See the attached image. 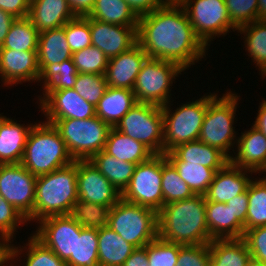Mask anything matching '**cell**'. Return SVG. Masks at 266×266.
I'll use <instances>...</instances> for the list:
<instances>
[{"mask_svg":"<svg viewBox=\"0 0 266 266\" xmlns=\"http://www.w3.org/2000/svg\"><path fill=\"white\" fill-rule=\"evenodd\" d=\"M162 194L163 205L181 201L194 195L165 154H162Z\"/></svg>","mask_w":266,"mask_h":266,"instance_id":"74e56055","label":"cell"},{"mask_svg":"<svg viewBox=\"0 0 266 266\" xmlns=\"http://www.w3.org/2000/svg\"><path fill=\"white\" fill-rule=\"evenodd\" d=\"M197 100L180 104L175 110L170 102L161 106L163 113V154L177 145L199 139L203 119L208 108V93ZM173 111V112H172Z\"/></svg>","mask_w":266,"mask_h":266,"instance_id":"52a82bcc","label":"cell"},{"mask_svg":"<svg viewBox=\"0 0 266 266\" xmlns=\"http://www.w3.org/2000/svg\"><path fill=\"white\" fill-rule=\"evenodd\" d=\"M75 266H99L98 229L82 227L76 235Z\"/></svg>","mask_w":266,"mask_h":266,"instance_id":"60d3db41","label":"cell"},{"mask_svg":"<svg viewBox=\"0 0 266 266\" xmlns=\"http://www.w3.org/2000/svg\"><path fill=\"white\" fill-rule=\"evenodd\" d=\"M138 16H144L152 11L161 8L163 4L160 0H124Z\"/></svg>","mask_w":266,"mask_h":266,"instance_id":"f5cc1de1","label":"cell"},{"mask_svg":"<svg viewBox=\"0 0 266 266\" xmlns=\"http://www.w3.org/2000/svg\"><path fill=\"white\" fill-rule=\"evenodd\" d=\"M121 198L156 212L163 207L162 154H154L147 161L136 165Z\"/></svg>","mask_w":266,"mask_h":266,"instance_id":"7c38bea8","label":"cell"},{"mask_svg":"<svg viewBox=\"0 0 266 266\" xmlns=\"http://www.w3.org/2000/svg\"><path fill=\"white\" fill-rule=\"evenodd\" d=\"M253 173V171L237 167L229 161L216 172L205 194L206 201L227 203L247 189L253 179Z\"/></svg>","mask_w":266,"mask_h":266,"instance_id":"44dd1931","label":"cell"},{"mask_svg":"<svg viewBox=\"0 0 266 266\" xmlns=\"http://www.w3.org/2000/svg\"><path fill=\"white\" fill-rule=\"evenodd\" d=\"M147 58L144 49L136 43L129 50L109 59L104 74L108 87L133 90L136 77Z\"/></svg>","mask_w":266,"mask_h":266,"instance_id":"ffe728a7","label":"cell"},{"mask_svg":"<svg viewBox=\"0 0 266 266\" xmlns=\"http://www.w3.org/2000/svg\"><path fill=\"white\" fill-rule=\"evenodd\" d=\"M24 224H28L27 220L0 194V240L6 246L14 242L15 232Z\"/></svg>","mask_w":266,"mask_h":266,"instance_id":"ee69618b","label":"cell"},{"mask_svg":"<svg viewBox=\"0 0 266 266\" xmlns=\"http://www.w3.org/2000/svg\"><path fill=\"white\" fill-rule=\"evenodd\" d=\"M165 156L170 162H194L212 169H222L230 161L218 148L199 140L179 144Z\"/></svg>","mask_w":266,"mask_h":266,"instance_id":"cb8c5ba5","label":"cell"},{"mask_svg":"<svg viewBox=\"0 0 266 266\" xmlns=\"http://www.w3.org/2000/svg\"><path fill=\"white\" fill-rule=\"evenodd\" d=\"M15 17L0 9V47L2 46L11 24L15 21Z\"/></svg>","mask_w":266,"mask_h":266,"instance_id":"9f6ffc18","label":"cell"},{"mask_svg":"<svg viewBox=\"0 0 266 266\" xmlns=\"http://www.w3.org/2000/svg\"><path fill=\"white\" fill-rule=\"evenodd\" d=\"M236 148L230 158L233 165L253 171L256 175L266 173V136L260 130L252 125L249 130L241 132Z\"/></svg>","mask_w":266,"mask_h":266,"instance_id":"d6986e66","label":"cell"},{"mask_svg":"<svg viewBox=\"0 0 266 266\" xmlns=\"http://www.w3.org/2000/svg\"><path fill=\"white\" fill-rule=\"evenodd\" d=\"M182 72L185 70L175 62L147 58L133 86L136 101L158 106L168 104L171 102V87L175 77Z\"/></svg>","mask_w":266,"mask_h":266,"instance_id":"9c48e42d","label":"cell"},{"mask_svg":"<svg viewBox=\"0 0 266 266\" xmlns=\"http://www.w3.org/2000/svg\"><path fill=\"white\" fill-rule=\"evenodd\" d=\"M72 54L65 36V25L39 33L38 65L60 64L72 59Z\"/></svg>","mask_w":266,"mask_h":266,"instance_id":"f1b7e54d","label":"cell"},{"mask_svg":"<svg viewBox=\"0 0 266 266\" xmlns=\"http://www.w3.org/2000/svg\"><path fill=\"white\" fill-rule=\"evenodd\" d=\"M163 5H181L185 0H160Z\"/></svg>","mask_w":266,"mask_h":266,"instance_id":"94428289","label":"cell"},{"mask_svg":"<svg viewBox=\"0 0 266 266\" xmlns=\"http://www.w3.org/2000/svg\"><path fill=\"white\" fill-rule=\"evenodd\" d=\"M184 8L196 36L208 48L216 36L237 31L232 24L225 0H185ZM230 31V32H229Z\"/></svg>","mask_w":266,"mask_h":266,"instance_id":"8fae6325","label":"cell"},{"mask_svg":"<svg viewBox=\"0 0 266 266\" xmlns=\"http://www.w3.org/2000/svg\"><path fill=\"white\" fill-rule=\"evenodd\" d=\"M110 206L77 200L71 216L82 226L100 229L107 225Z\"/></svg>","mask_w":266,"mask_h":266,"instance_id":"ab89813d","label":"cell"},{"mask_svg":"<svg viewBox=\"0 0 266 266\" xmlns=\"http://www.w3.org/2000/svg\"><path fill=\"white\" fill-rule=\"evenodd\" d=\"M177 266H210L209 244L179 245Z\"/></svg>","mask_w":266,"mask_h":266,"instance_id":"c3c4849f","label":"cell"},{"mask_svg":"<svg viewBox=\"0 0 266 266\" xmlns=\"http://www.w3.org/2000/svg\"><path fill=\"white\" fill-rule=\"evenodd\" d=\"M122 266H148L147 245L136 248Z\"/></svg>","mask_w":266,"mask_h":266,"instance_id":"db71d44e","label":"cell"},{"mask_svg":"<svg viewBox=\"0 0 266 266\" xmlns=\"http://www.w3.org/2000/svg\"><path fill=\"white\" fill-rule=\"evenodd\" d=\"M137 43L148 58L172 61L184 70L206 58L209 49L196 36L181 5H163L139 17Z\"/></svg>","mask_w":266,"mask_h":266,"instance_id":"6da1fadb","label":"cell"},{"mask_svg":"<svg viewBox=\"0 0 266 266\" xmlns=\"http://www.w3.org/2000/svg\"><path fill=\"white\" fill-rule=\"evenodd\" d=\"M15 262L17 261L7 251L0 257V266L4 265L8 266V264L10 266H15L14 265Z\"/></svg>","mask_w":266,"mask_h":266,"instance_id":"680465c9","label":"cell"},{"mask_svg":"<svg viewBox=\"0 0 266 266\" xmlns=\"http://www.w3.org/2000/svg\"><path fill=\"white\" fill-rule=\"evenodd\" d=\"M65 36L72 53L92 46L90 18L76 16L65 24Z\"/></svg>","mask_w":266,"mask_h":266,"instance_id":"f6af8a7d","label":"cell"},{"mask_svg":"<svg viewBox=\"0 0 266 266\" xmlns=\"http://www.w3.org/2000/svg\"><path fill=\"white\" fill-rule=\"evenodd\" d=\"M89 160L120 193L128 186L137 165L116 159L104 150L93 155Z\"/></svg>","mask_w":266,"mask_h":266,"instance_id":"d6a6232c","label":"cell"},{"mask_svg":"<svg viewBox=\"0 0 266 266\" xmlns=\"http://www.w3.org/2000/svg\"><path fill=\"white\" fill-rule=\"evenodd\" d=\"M38 105L45 122L54 124L60 119H86L96 116V107L88 103L73 88L58 91H42Z\"/></svg>","mask_w":266,"mask_h":266,"instance_id":"9a60e30c","label":"cell"},{"mask_svg":"<svg viewBox=\"0 0 266 266\" xmlns=\"http://www.w3.org/2000/svg\"><path fill=\"white\" fill-rule=\"evenodd\" d=\"M225 5L237 29L258 20V0H225Z\"/></svg>","mask_w":266,"mask_h":266,"instance_id":"7dc6e473","label":"cell"},{"mask_svg":"<svg viewBox=\"0 0 266 266\" xmlns=\"http://www.w3.org/2000/svg\"><path fill=\"white\" fill-rule=\"evenodd\" d=\"M259 109L257 110V116H255V121L253 124L258 130H260L266 136V100L262 99L259 103Z\"/></svg>","mask_w":266,"mask_h":266,"instance_id":"6f0895ef","label":"cell"},{"mask_svg":"<svg viewBox=\"0 0 266 266\" xmlns=\"http://www.w3.org/2000/svg\"><path fill=\"white\" fill-rule=\"evenodd\" d=\"M40 75L38 82L43 86L41 91H58L71 89L76 83L78 72L73 59H68L62 63L50 65H38Z\"/></svg>","mask_w":266,"mask_h":266,"instance_id":"836d02e7","label":"cell"},{"mask_svg":"<svg viewBox=\"0 0 266 266\" xmlns=\"http://www.w3.org/2000/svg\"><path fill=\"white\" fill-rule=\"evenodd\" d=\"M179 176L190 187L194 194L205 195L216 172L220 169H212L194 162H171Z\"/></svg>","mask_w":266,"mask_h":266,"instance_id":"f35d334b","label":"cell"},{"mask_svg":"<svg viewBox=\"0 0 266 266\" xmlns=\"http://www.w3.org/2000/svg\"><path fill=\"white\" fill-rule=\"evenodd\" d=\"M107 226L136 248L158 236L157 212L122 198L110 208Z\"/></svg>","mask_w":266,"mask_h":266,"instance_id":"8992f818","label":"cell"},{"mask_svg":"<svg viewBox=\"0 0 266 266\" xmlns=\"http://www.w3.org/2000/svg\"><path fill=\"white\" fill-rule=\"evenodd\" d=\"M247 266H266V263L251 258Z\"/></svg>","mask_w":266,"mask_h":266,"instance_id":"6125c7cd","label":"cell"},{"mask_svg":"<svg viewBox=\"0 0 266 266\" xmlns=\"http://www.w3.org/2000/svg\"><path fill=\"white\" fill-rule=\"evenodd\" d=\"M96 0H68L76 16H86L93 9Z\"/></svg>","mask_w":266,"mask_h":266,"instance_id":"11a10c76","label":"cell"},{"mask_svg":"<svg viewBox=\"0 0 266 266\" xmlns=\"http://www.w3.org/2000/svg\"><path fill=\"white\" fill-rule=\"evenodd\" d=\"M138 26H122L90 18L92 46L99 48L108 59L117 57L137 43Z\"/></svg>","mask_w":266,"mask_h":266,"instance_id":"e0dca14e","label":"cell"},{"mask_svg":"<svg viewBox=\"0 0 266 266\" xmlns=\"http://www.w3.org/2000/svg\"><path fill=\"white\" fill-rule=\"evenodd\" d=\"M36 176L21 163L0 164V194L27 219L33 212Z\"/></svg>","mask_w":266,"mask_h":266,"instance_id":"5bb4252c","label":"cell"},{"mask_svg":"<svg viewBox=\"0 0 266 266\" xmlns=\"http://www.w3.org/2000/svg\"><path fill=\"white\" fill-rule=\"evenodd\" d=\"M74 162L54 125L39 121L31 128L21 164L33 175L49 174Z\"/></svg>","mask_w":266,"mask_h":266,"instance_id":"277c9868","label":"cell"},{"mask_svg":"<svg viewBox=\"0 0 266 266\" xmlns=\"http://www.w3.org/2000/svg\"><path fill=\"white\" fill-rule=\"evenodd\" d=\"M87 16L122 26H138L139 22V17L124 0H96Z\"/></svg>","mask_w":266,"mask_h":266,"instance_id":"e575fe53","label":"cell"},{"mask_svg":"<svg viewBox=\"0 0 266 266\" xmlns=\"http://www.w3.org/2000/svg\"><path fill=\"white\" fill-rule=\"evenodd\" d=\"M237 95L238 93L227 90L220 98L217 93L210 92L208 108L198 139L207 145L218 148L229 159L232 157V151L235 152L234 147H236L238 138L236 135H239L234 127L236 109L240 101V95Z\"/></svg>","mask_w":266,"mask_h":266,"instance_id":"5b68a950","label":"cell"},{"mask_svg":"<svg viewBox=\"0 0 266 266\" xmlns=\"http://www.w3.org/2000/svg\"><path fill=\"white\" fill-rule=\"evenodd\" d=\"M258 20H266V0H258Z\"/></svg>","mask_w":266,"mask_h":266,"instance_id":"91938a15","label":"cell"},{"mask_svg":"<svg viewBox=\"0 0 266 266\" xmlns=\"http://www.w3.org/2000/svg\"><path fill=\"white\" fill-rule=\"evenodd\" d=\"M104 151L124 162L139 164L154 155L141 142L132 139L119 130L111 127L108 132Z\"/></svg>","mask_w":266,"mask_h":266,"instance_id":"83f0119b","label":"cell"},{"mask_svg":"<svg viewBox=\"0 0 266 266\" xmlns=\"http://www.w3.org/2000/svg\"><path fill=\"white\" fill-rule=\"evenodd\" d=\"M210 266H247L251 259L245 241L240 239H214L209 244Z\"/></svg>","mask_w":266,"mask_h":266,"instance_id":"f546056e","label":"cell"},{"mask_svg":"<svg viewBox=\"0 0 266 266\" xmlns=\"http://www.w3.org/2000/svg\"><path fill=\"white\" fill-rule=\"evenodd\" d=\"M24 246H16L12 243L7 245L6 251L18 260L21 254L25 257L24 266H67L66 261L61 260L51 249L47 248L33 234L28 237ZM24 249V250H23ZM26 254H25V253ZM26 256H25V255ZM19 257V258H18Z\"/></svg>","mask_w":266,"mask_h":266,"instance_id":"4dcf8cb0","label":"cell"},{"mask_svg":"<svg viewBox=\"0 0 266 266\" xmlns=\"http://www.w3.org/2000/svg\"><path fill=\"white\" fill-rule=\"evenodd\" d=\"M158 237L179 245L210 244L205 195L175 201L157 212Z\"/></svg>","mask_w":266,"mask_h":266,"instance_id":"7a4b0ae2","label":"cell"},{"mask_svg":"<svg viewBox=\"0 0 266 266\" xmlns=\"http://www.w3.org/2000/svg\"><path fill=\"white\" fill-rule=\"evenodd\" d=\"M0 9L15 18H27L30 12L29 0H0Z\"/></svg>","mask_w":266,"mask_h":266,"instance_id":"816d5d0a","label":"cell"},{"mask_svg":"<svg viewBox=\"0 0 266 266\" xmlns=\"http://www.w3.org/2000/svg\"><path fill=\"white\" fill-rule=\"evenodd\" d=\"M77 192L81 201L110 207L121 199V193L90 160H77Z\"/></svg>","mask_w":266,"mask_h":266,"instance_id":"2e32d148","label":"cell"},{"mask_svg":"<svg viewBox=\"0 0 266 266\" xmlns=\"http://www.w3.org/2000/svg\"><path fill=\"white\" fill-rule=\"evenodd\" d=\"M226 205L231 208V211L233 212V217H235L244 226V232H245L246 214L249 205L248 187L243 193L229 200L226 203Z\"/></svg>","mask_w":266,"mask_h":266,"instance_id":"f907efd6","label":"cell"},{"mask_svg":"<svg viewBox=\"0 0 266 266\" xmlns=\"http://www.w3.org/2000/svg\"><path fill=\"white\" fill-rule=\"evenodd\" d=\"M75 17L68 0H33L30 2L28 18L39 33L62 27Z\"/></svg>","mask_w":266,"mask_h":266,"instance_id":"603a6c76","label":"cell"},{"mask_svg":"<svg viewBox=\"0 0 266 266\" xmlns=\"http://www.w3.org/2000/svg\"><path fill=\"white\" fill-rule=\"evenodd\" d=\"M7 246L0 240V257L6 252Z\"/></svg>","mask_w":266,"mask_h":266,"instance_id":"be15d7a7","label":"cell"},{"mask_svg":"<svg viewBox=\"0 0 266 266\" xmlns=\"http://www.w3.org/2000/svg\"><path fill=\"white\" fill-rule=\"evenodd\" d=\"M179 244L156 237L147 244L148 266H177Z\"/></svg>","mask_w":266,"mask_h":266,"instance_id":"bcb514c9","label":"cell"},{"mask_svg":"<svg viewBox=\"0 0 266 266\" xmlns=\"http://www.w3.org/2000/svg\"><path fill=\"white\" fill-rule=\"evenodd\" d=\"M246 231L266 226V176L254 178L248 184Z\"/></svg>","mask_w":266,"mask_h":266,"instance_id":"8d00e7d4","label":"cell"},{"mask_svg":"<svg viewBox=\"0 0 266 266\" xmlns=\"http://www.w3.org/2000/svg\"><path fill=\"white\" fill-rule=\"evenodd\" d=\"M237 32L243 34L245 50L263 80L266 77V20H256L238 28Z\"/></svg>","mask_w":266,"mask_h":266,"instance_id":"1f68e13d","label":"cell"},{"mask_svg":"<svg viewBox=\"0 0 266 266\" xmlns=\"http://www.w3.org/2000/svg\"><path fill=\"white\" fill-rule=\"evenodd\" d=\"M135 249L107 225L98 229L99 266H122Z\"/></svg>","mask_w":266,"mask_h":266,"instance_id":"4316f807","label":"cell"},{"mask_svg":"<svg viewBox=\"0 0 266 266\" xmlns=\"http://www.w3.org/2000/svg\"><path fill=\"white\" fill-rule=\"evenodd\" d=\"M242 239L250 251L251 258L266 263V226L245 231Z\"/></svg>","mask_w":266,"mask_h":266,"instance_id":"681fc988","label":"cell"},{"mask_svg":"<svg viewBox=\"0 0 266 266\" xmlns=\"http://www.w3.org/2000/svg\"><path fill=\"white\" fill-rule=\"evenodd\" d=\"M136 103L133 90L107 87L96 106V116L115 127Z\"/></svg>","mask_w":266,"mask_h":266,"instance_id":"484cf974","label":"cell"},{"mask_svg":"<svg viewBox=\"0 0 266 266\" xmlns=\"http://www.w3.org/2000/svg\"><path fill=\"white\" fill-rule=\"evenodd\" d=\"M33 235L67 266H75L76 235L82 226L71 215L49 216L37 222Z\"/></svg>","mask_w":266,"mask_h":266,"instance_id":"4fadbf2b","label":"cell"},{"mask_svg":"<svg viewBox=\"0 0 266 266\" xmlns=\"http://www.w3.org/2000/svg\"><path fill=\"white\" fill-rule=\"evenodd\" d=\"M33 123L21 124L0 114V164L21 163Z\"/></svg>","mask_w":266,"mask_h":266,"instance_id":"7402d4cb","label":"cell"},{"mask_svg":"<svg viewBox=\"0 0 266 266\" xmlns=\"http://www.w3.org/2000/svg\"><path fill=\"white\" fill-rule=\"evenodd\" d=\"M37 52L0 49V79L3 82L2 86L9 87L23 82H38L40 70Z\"/></svg>","mask_w":266,"mask_h":266,"instance_id":"ac0fdd59","label":"cell"},{"mask_svg":"<svg viewBox=\"0 0 266 266\" xmlns=\"http://www.w3.org/2000/svg\"><path fill=\"white\" fill-rule=\"evenodd\" d=\"M107 87L105 75L78 73L73 89L96 107Z\"/></svg>","mask_w":266,"mask_h":266,"instance_id":"7bdbcfd3","label":"cell"},{"mask_svg":"<svg viewBox=\"0 0 266 266\" xmlns=\"http://www.w3.org/2000/svg\"><path fill=\"white\" fill-rule=\"evenodd\" d=\"M141 142L153 154H163V113L161 106L137 102L114 127Z\"/></svg>","mask_w":266,"mask_h":266,"instance_id":"30bf717a","label":"cell"},{"mask_svg":"<svg viewBox=\"0 0 266 266\" xmlns=\"http://www.w3.org/2000/svg\"><path fill=\"white\" fill-rule=\"evenodd\" d=\"M39 31L27 18H16L0 49L38 51Z\"/></svg>","mask_w":266,"mask_h":266,"instance_id":"d590c367","label":"cell"},{"mask_svg":"<svg viewBox=\"0 0 266 266\" xmlns=\"http://www.w3.org/2000/svg\"><path fill=\"white\" fill-rule=\"evenodd\" d=\"M74 65L78 73L104 75L108 65V58L97 47L89 46L72 54Z\"/></svg>","mask_w":266,"mask_h":266,"instance_id":"b9f144b4","label":"cell"},{"mask_svg":"<svg viewBox=\"0 0 266 266\" xmlns=\"http://www.w3.org/2000/svg\"><path fill=\"white\" fill-rule=\"evenodd\" d=\"M206 222L212 240L240 239L244 235V226L226 203L206 201Z\"/></svg>","mask_w":266,"mask_h":266,"instance_id":"d4e9b609","label":"cell"},{"mask_svg":"<svg viewBox=\"0 0 266 266\" xmlns=\"http://www.w3.org/2000/svg\"><path fill=\"white\" fill-rule=\"evenodd\" d=\"M77 200V160H74L36 177L34 208L26 220L30 224L49 216L71 215Z\"/></svg>","mask_w":266,"mask_h":266,"instance_id":"3957f363","label":"cell"},{"mask_svg":"<svg viewBox=\"0 0 266 266\" xmlns=\"http://www.w3.org/2000/svg\"><path fill=\"white\" fill-rule=\"evenodd\" d=\"M74 160H89L104 150L111 127L94 116L86 119H60L54 124Z\"/></svg>","mask_w":266,"mask_h":266,"instance_id":"ba28073f","label":"cell"}]
</instances>
